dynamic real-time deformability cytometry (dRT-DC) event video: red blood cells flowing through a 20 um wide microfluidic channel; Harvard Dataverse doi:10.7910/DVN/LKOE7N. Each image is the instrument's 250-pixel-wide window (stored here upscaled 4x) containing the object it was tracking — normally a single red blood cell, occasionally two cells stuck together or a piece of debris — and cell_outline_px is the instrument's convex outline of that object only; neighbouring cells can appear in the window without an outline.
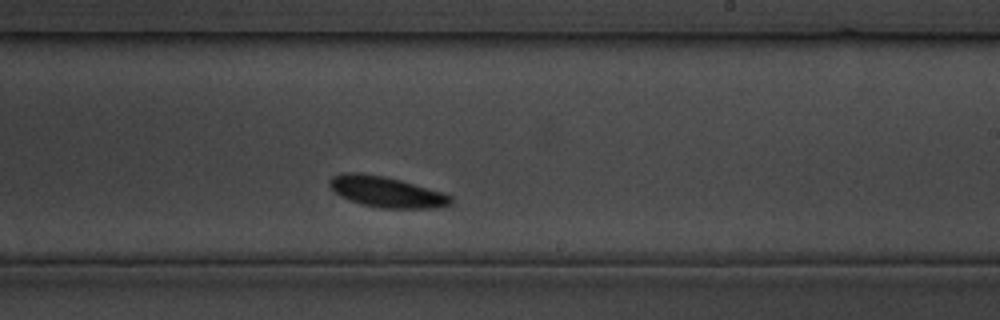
{"species": "common noctule bat (a hibernating species)", "species_latin": "Nyctalus noctula", "temperature_condition": "cold", "stored_images_in_passage": 29, "camera_frame_rate_fps": 3000, "um_per_image_px": 0.085, "animal": {"sex": "male", "body_mass_g": 19.5, "forearm_length_mm": 54.6}, "frame": {"image": 1, "passage_image": 13, "time_ms": 13.667, "image_size_px": [1000, 320], "cell_outline_px": [[452, 204], [436, 208], [380, 208], [360, 204], [348, 200], [340, 196], [328, 184], [328, 180], [332, 176], [344, 172], [360, 172], [384, 176], [400, 180], [444, 192], [452, 196]], "centroid_in_image_um": [32.84, 16.31], "position_along_channel_um": 256.2, "area_um2": 21.96}}
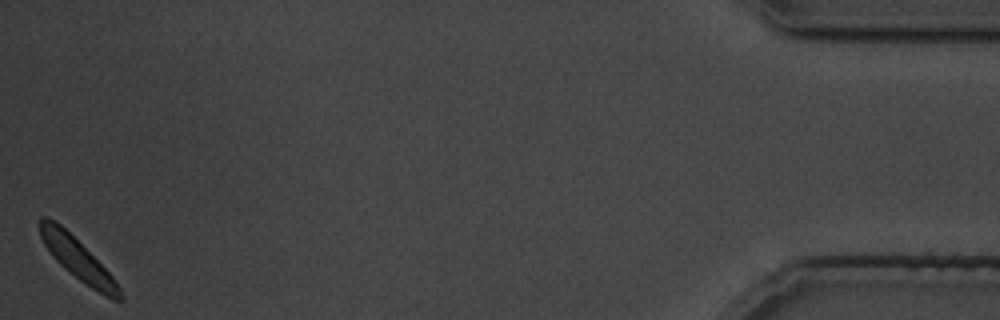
{"frame": {"image": 2, "passage_image": 29, "time_ms": 32.0, "image_size_px": [1000, 320], "cell_outline_px": [[124, 300], [112, 300], [104, 296], [80, 280], [64, 268], [48, 252], [40, 236], [40, 216], [48, 216], [56, 220], [112, 276], [120, 288], [124, 296]], "centroid_in_image_um": [6.58, 22.03], "position_along_channel_um": 428.6, "area_um2": 18.84}}